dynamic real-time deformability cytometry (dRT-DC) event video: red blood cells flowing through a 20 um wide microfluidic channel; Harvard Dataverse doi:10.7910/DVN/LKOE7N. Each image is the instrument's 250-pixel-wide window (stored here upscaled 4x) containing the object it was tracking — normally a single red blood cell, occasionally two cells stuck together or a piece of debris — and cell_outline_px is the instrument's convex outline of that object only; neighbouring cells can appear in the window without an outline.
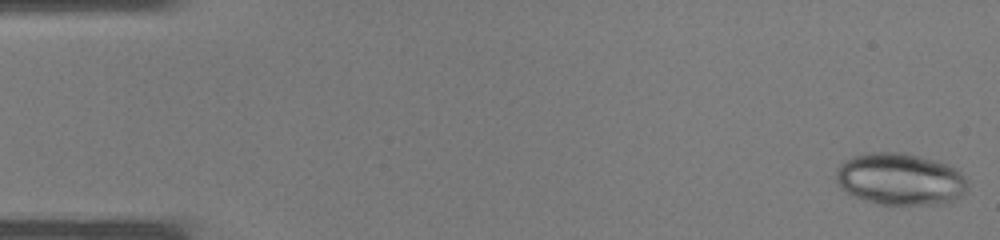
{"species": "common noctule bat (a hibernating species)", "species_latin": "Nyctalus noctula", "temperature_condition": "warm", "stored_images_in_passage": 37, "camera_frame_rate_fps": 3000, "um_per_image_px": 0.085, "animal": {"sex": "male", "body_mass_g": 19.0, "forearm_length_mm": 50.8}, "frame": {"image": 1, "passage_image": 1, "time_ms": 0.0, "image_size_px": [1000, 240], "cell_outline_px": [[968, 188], [956, 200], [944, 204], [880, 204], [856, 196], [840, 188], [836, 180], [836, 168], [840, 164], [852, 156], [864, 152], [904, 152], [940, 160], [956, 168], [968, 180]], "centroid_in_image_um": [76.55, 15.2], "position_along_channel_um": 8.4, "area_um2": 40.29}}
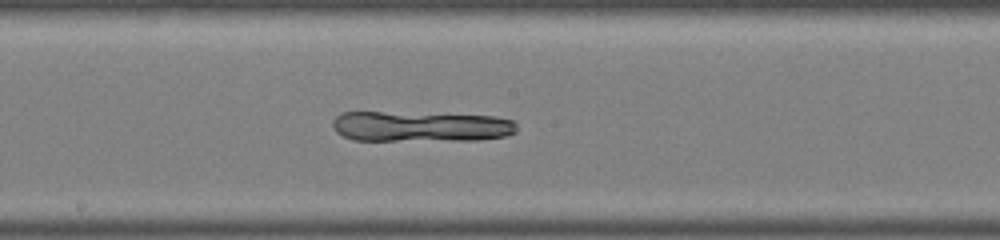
{"frame": {"image": 2, "passage_image": 20, "time_ms": 6.333, "image_size_px": [1000, 240], "cell_outline_px": [[516, 132], [504, 136], [480, 140], [352, 140], [336, 132], [332, 128], [332, 120], [340, 112], [380, 112], [492, 116], [512, 120], [516, 124]], "centroid_in_image_um": [35.7, 10.76], "position_along_channel_um": 212.5, "area_um2": 32.6}}
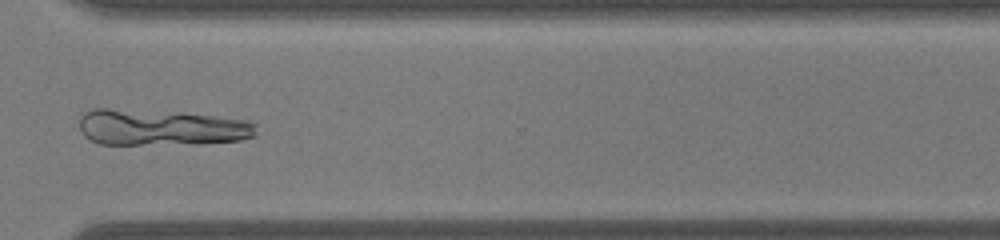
{"frame": {"image": 3, "passage_image": 28, "time_ms": 9.0, "image_size_px": [1000, 240], "cell_outline_px": [[256, 136], [240, 140], [140, 144], [100, 144], [84, 136], [80, 132], [80, 116], [84, 112], [92, 108], [108, 108], [180, 112], [216, 116], [248, 120], [256, 124]], "centroid_in_image_um": [13.63, 10.8], "position_along_channel_um": 357.0, "area_um2": 36.88}}